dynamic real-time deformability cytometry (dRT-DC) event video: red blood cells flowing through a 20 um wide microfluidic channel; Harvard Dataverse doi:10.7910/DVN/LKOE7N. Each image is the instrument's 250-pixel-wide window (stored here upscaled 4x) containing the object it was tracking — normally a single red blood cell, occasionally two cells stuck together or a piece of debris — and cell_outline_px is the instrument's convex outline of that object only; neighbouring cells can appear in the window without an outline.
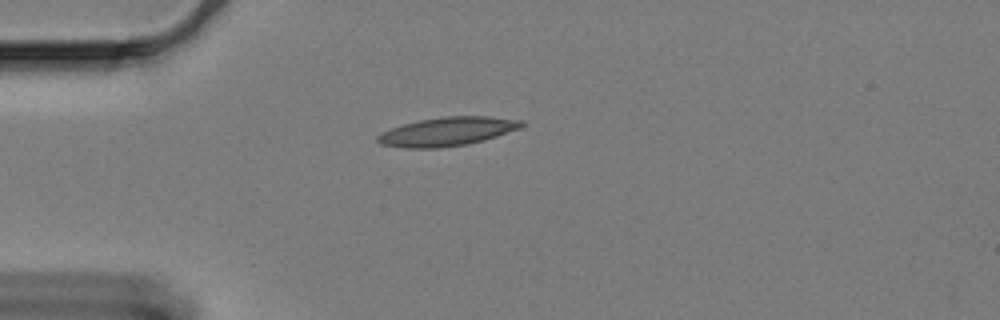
{"species": "Egyptian fruit bat (a non-hibernating species)", "species_latin": "Rousettus aegyptiacus", "temperature_condition": "cold", "stored_images_in_passage": 46, "camera_frame_rate_fps": 3000, "um_per_image_px": 0.085, "animal": {"sex": "female"}, "frame": {"image": 1, "passage_image": 1, "time_ms": 0.0, "image_size_px": [1000, 320], "cell_outline_px": [[524, 128], [468, 144], [436, 148], [404, 148], [380, 144], [376, 140], [376, 136], [380, 132], [404, 124], [420, 120], [444, 116], [488, 116], [524, 120]], "centroid_in_image_um": [38.04, 11.18], "position_along_channel_um": 47.0, "area_um2": 24.22}}
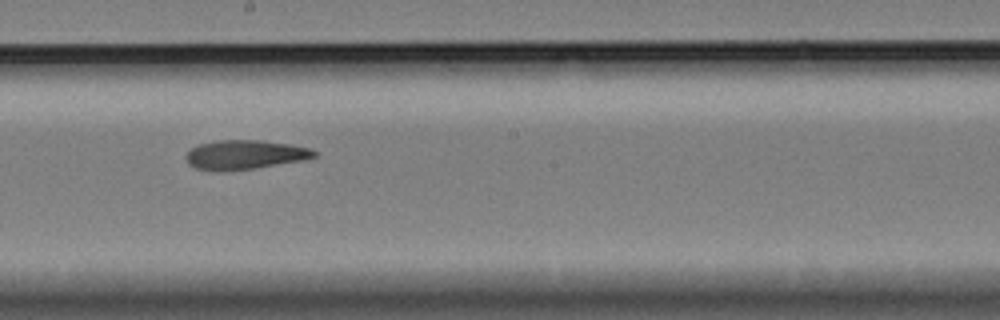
{"frame": {"image": 2, "passage_image": 19, "time_ms": 6.0, "image_size_px": [1000, 320], "cell_outline_px": [[316, 156], [304, 160], [252, 168], [224, 172], [216, 172], [196, 168], [188, 164], [184, 156], [192, 148], [200, 144], [220, 140], [264, 140], [288, 144], [308, 148], [316, 152]], "centroid_in_image_um": [20.76, 13.16], "position_along_channel_um": 227.4, "area_um2": 21.79}}
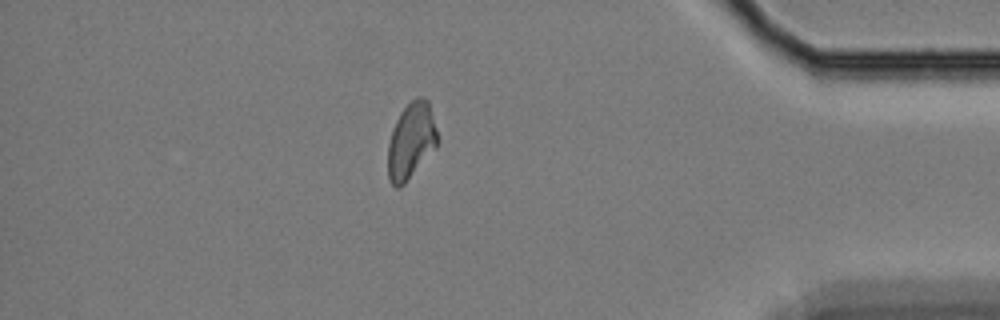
{"frame": {"image": 3, "passage_image": 38, "time_ms": 12.333, "image_size_px": [1000, 320], "cell_outline_px": [[436, 148], [404, 184], [400, 188], [396, 188], [388, 180], [388, 144], [392, 128], [400, 112], [416, 96], [424, 96], [428, 100], [436, 128]], "centroid_in_image_um": [34.92, 11.97], "position_along_channel_um": 400.3, "area_um2": 21.96}, "authors_computed_cell_mechanics": {"area_um2": 22.0218, "velocity_mm_per_s": 3.274, "shape_relaxation_time_tau1_ms": null, "shape_relaxation_time_tau2_ms": 8.2405, "deformation_change_tau1": null, "deformation_change_tau2": 0.1737}}